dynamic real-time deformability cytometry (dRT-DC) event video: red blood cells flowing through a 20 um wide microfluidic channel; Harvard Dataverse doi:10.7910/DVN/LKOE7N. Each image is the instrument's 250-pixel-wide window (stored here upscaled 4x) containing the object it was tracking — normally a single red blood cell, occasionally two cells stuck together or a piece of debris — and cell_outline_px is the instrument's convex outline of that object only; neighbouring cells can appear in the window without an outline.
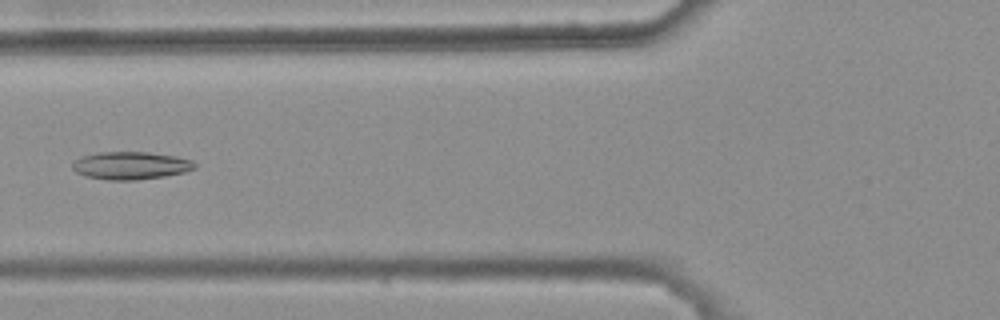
{"species": "common noctule bat (a hibernating species)", "species_latin": "Nyctalus noctula", "temperature_condition": "warm", "stored_images_in_passage": 6, "camera_frame_rate_fps": 3000, "um_per_image_px": 0.085, "animal": {"sex": "female", "body_mass_g": 25.1}, "frame": {"image": 1, "passage_image": 6, "time_ms": 1.667, "image_size_px": [1000, 320], "cell_outline_px": [[196, 168], [184, 172], [164, 176], [136, 180], [108, 180], [84, 176], [76, 172], [72, 168], [72, 164], [76, 160], [84, 156], [96, 152], [148, 152], [176, 156], [192, 160], [196, 164]], "centroid_in_image_um": [11.12, 14.07], "position_along_channel_um": 114.7, "area_um2": 19.77}}